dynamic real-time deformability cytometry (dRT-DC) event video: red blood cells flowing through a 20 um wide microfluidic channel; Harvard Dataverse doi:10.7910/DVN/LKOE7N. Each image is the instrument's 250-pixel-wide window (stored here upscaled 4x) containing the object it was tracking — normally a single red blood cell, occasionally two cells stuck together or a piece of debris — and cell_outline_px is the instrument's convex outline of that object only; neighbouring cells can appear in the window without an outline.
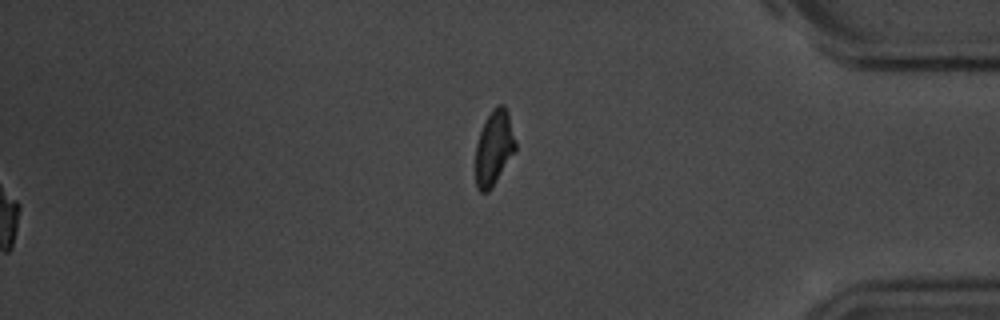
{"species": "common noctule bat (a hibernating species)", "species_latin": "Nyctalus noctula", "temperature_condition": "room temperature", "stored_images_in_passage": 44, "camera_frame_rate_fps": 3000, "um_per_image_px": 0.085, "animal": {"sex": "male", "body_mass_g": 20.1, "forearm_length_mm": 53.5}, "frame": {"image": 1, "passage_image": 44, "time_ms": 14.333, "image_size_px": [1000, 320], "cell_outline_px": [[516, 152], [492, 188], [488, 192], [480, 192], [476, 188], [476, 144], [480, 132], [492, 108], [496, 104], [504, 104], [508, 112], [516, 140]], "centroid_in_image_um": [42.01, 12.58], "position_along_channel_um": 393.2, "area_um2": 17.69}, "authors_computed_cell_mechanics": {"area_um2": 18.6694, "velocity_mm_per_s": 3.6671, "shape_relaxation_time_tau1_ms": 2.3364, "shape_relaxation_time_tau2_ms": 2.8393, "deformation_change_tau1": 0.1176, "deformation_change_tau2": 0.0729}}